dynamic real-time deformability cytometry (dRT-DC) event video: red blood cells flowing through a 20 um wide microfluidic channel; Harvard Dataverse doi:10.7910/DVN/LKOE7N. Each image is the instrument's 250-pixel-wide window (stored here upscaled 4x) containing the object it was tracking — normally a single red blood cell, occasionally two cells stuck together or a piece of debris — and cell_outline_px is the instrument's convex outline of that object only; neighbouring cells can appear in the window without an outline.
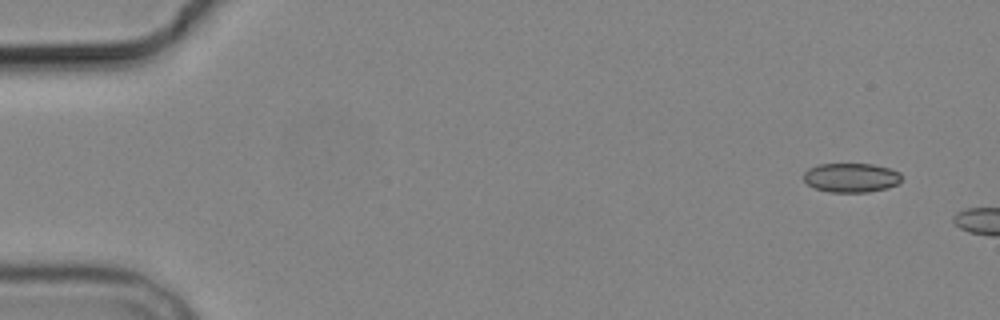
{"species": "common noctule bat (a hibernating species)", "species_latin": "Nyctalus noctula", "temperature_condition": "cold", "stored_images_in_passage": 3, "camera_frame_rate_fps": 3000, "um_per_image_px": 0.085, "animal": {"sex": "male", "body_mass_g": 19.2, "forearm_length_mm": 51.8}, "frame": {"image": 1, "passage_image": 1, "time_ms": 0.0, "image_size_px": [1000, 320], "cell_outline_px": [[900, 180], [896, 184], [888, 188], [868, 192], [828, 192], [816, 188], [808, 184], [804, 180], [804, 172], [808, 168], [820, 164], [872, 164], [888, 168], [900, 172]], "centroid_in_image_um": [72.33, 15.1], "position_along_channel_um": 12.7, "area_um2": 16.59}}